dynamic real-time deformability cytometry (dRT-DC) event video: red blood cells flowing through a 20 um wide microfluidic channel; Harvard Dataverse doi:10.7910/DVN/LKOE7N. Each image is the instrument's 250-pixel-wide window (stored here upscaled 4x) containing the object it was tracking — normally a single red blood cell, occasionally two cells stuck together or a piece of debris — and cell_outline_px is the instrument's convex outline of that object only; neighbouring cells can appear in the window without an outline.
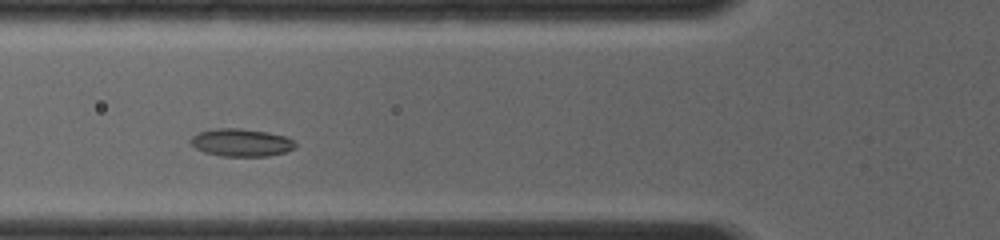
{"species": "common noctule bat (a hibernating species)", "species_latin": "Nyctalus noctula", "temperature_condition": "room temperature", "stored_images_in_passage": 27, "camera_frame_rate_fps": 4000, "um_per_image_px": 0.085, "animal": {"sex": "female", "body_mass_g": 19.0, "forearm_length_mm": 56.7}, "frame": {"image": 1, "passage_image": 8, "time_ms": 2.75, "image_size_px": [1000, 240], "cell_outline_px": [[296, 148], [284, 152], [268, 156], [220, 156], [204, 152], [196, 148], [188, 140], [192, 136], [200, 132], [216, 128], [240, 128], [268, 132], [284, 136], [296, 140]], "centroid_in_image_um": [20.52, 12.12], "position_along_channel_um": 105.3, "area_um2": 16.99}}
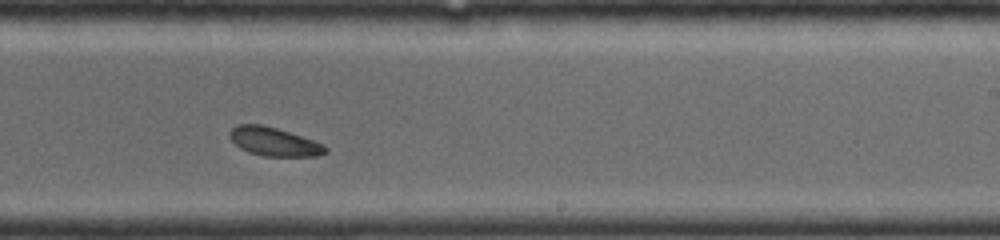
{"frame": {"image": 2, "passage_image": 15, "time_ms": 6.5, "image_size_px": [1000, 240], "cell_outline_px": [[328, 152], [316, 156], [264, 156], [248, 152], [240, 148], [228, 136], [228, 132], [236, 124], [260, 124], [276, 128], [324, 144], [328, 148]], "centroid_in_image_um": [23.27, 12.04], "position_along_channel_um": 265.7, "area_um2": 15.9}}
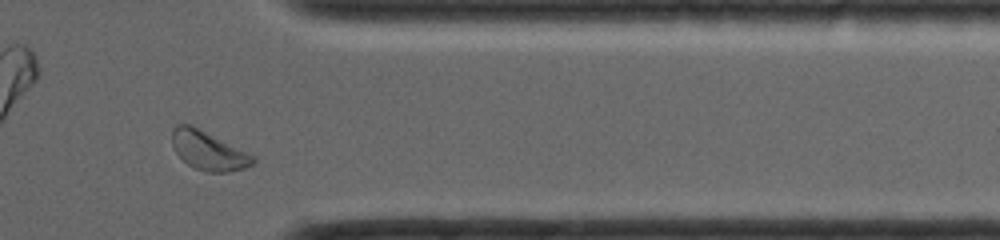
{"frame": {"image": 3, "passage_image": 24, "time_ms": 9.5, "image_size_px": [1000, 240], "cell_outline_px": [[256, 164], [244, 168], [228, 172], [204, 172], [192, 168], [176, 152], [172, 144], [172, 128], [176, 124], [188, 124], [256, 156]], "centroid_in_image_um": [17.73, 12.83], "position_along_channel_um": 393.7, "area_um2": 18.21}}